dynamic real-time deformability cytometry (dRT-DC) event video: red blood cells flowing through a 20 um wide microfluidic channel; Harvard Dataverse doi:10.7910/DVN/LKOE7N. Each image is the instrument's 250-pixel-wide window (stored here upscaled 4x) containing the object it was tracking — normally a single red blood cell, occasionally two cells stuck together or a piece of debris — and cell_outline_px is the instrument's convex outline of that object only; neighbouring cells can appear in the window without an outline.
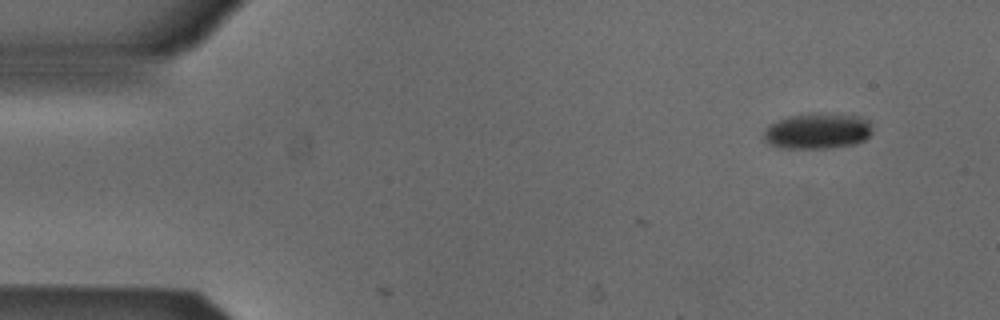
{"species": "Egyptian fruit bat (a non-hibernating species)", "species_latin": "Rousettus aegyptiacus", "temperature_condition": "cold", "stored_images_in_passage": 3, "camera_frame_rate_fps": 3000, "um_per_image_px": 0.085, "animal": {"sex": "male"}, "frame": {"image": 1, "passage_image": 1, "time_ms": 0.0, "image_size_px": [1000, 320], "cell_outline_px": [[872, 132], [864, 140], [856, 144], [832, 148], [776, 148], [768, 144], [764, 140], [764, 132], [768, 124], [788, 116], [860, 116], [868, 120]], "centroid_in_image_um": [69.44, 11.2], "position_along_channel_um": 15.6, "area_um2": 21.96}}